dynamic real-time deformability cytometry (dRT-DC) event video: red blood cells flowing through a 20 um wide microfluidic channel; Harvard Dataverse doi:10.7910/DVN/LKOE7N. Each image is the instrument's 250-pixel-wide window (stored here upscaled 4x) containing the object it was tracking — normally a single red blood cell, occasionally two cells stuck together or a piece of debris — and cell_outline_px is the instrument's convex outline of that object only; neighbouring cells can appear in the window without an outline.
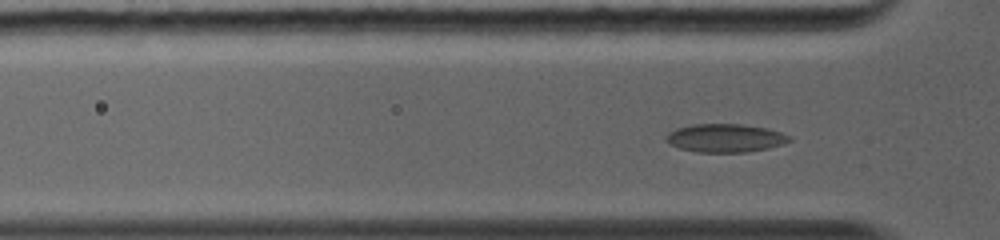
{"species": "common noctule bat (a hibernating species)", "species_latin": "Nyctalus noctula", "temperature_condition": "warm", "stored_images_in_passage": 39, "camera_frame_rate_fps": 5000, "um_per_image_px": 0.085, "animal": {"sex": "female", "body_mass_g": 19.0, "forearm_length_mm": 56.7}, "frame": {"image": 1, "passage_image": 4, "time_ms": 0.6, "image_size_px": [1000, 240], "cell_outline_px": [[792, 140], [768, 148], [748, 152], [696, 152], [680, 148], [664, 140], [664, 136], [668, 132], [676, 128], [692, 124], [740, 124], [768, 128], [792, 136]], "centroid_in_image_um": [61.63, 11.73], "position_along_channel_um": 64.2, "area_um2": 20.4}}
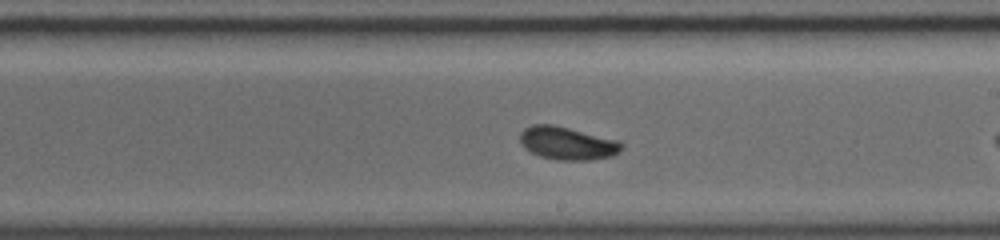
{"frame": {"image": 2, "passage_image": 21, "time_ms": 4.6, "image_size_px": [1000, 240], "cell_outline_px": [[624, 144], [620, 152], [612, 156], [588, 160], [560, 160], [540, 156], [524, 148], [520, 144], [520, 132], [524, 128], [532, 124], [552, 124], [620, 140]], "centroid_in_image_um": [48.23, 12.17], "position_along_channel_um": 240.8, "area_um2": 19.65}}
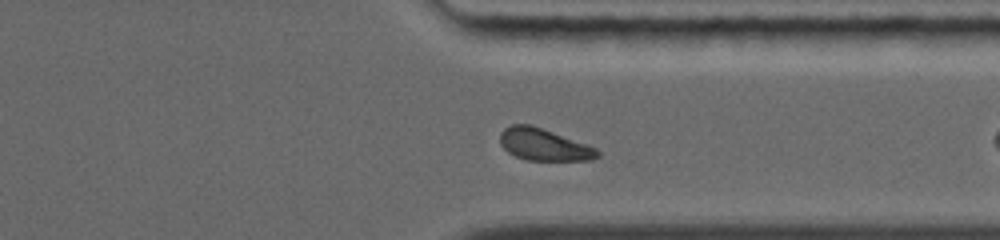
{"frame": {"image": 3, "passage_image": 33, "time_ms": 7.4, "image_size_px": [1000, 240], "cell_outline_px": [[600, 156], [592, 160], [528, 160], [516, 156], [508, 152], [500, 144], [500, 132], [504, 128], [512, 124], [532, 124], [596, 148], [600, 152]], "centroid_in_image_um": [46.21, 12.28], "position_along_channel_um": 365.2, "area_um2": 18.09}, "authors_computed_cell_mechanics": {"area_um2": 18.9006, "velocity_mm_per_s": 4.4187, "shape_relaxation_time_tau1_ms": 8.3451, "shape_relaxation_time_tau2_ms": null, "deformation_change_tau1": 0.1985, "deformation_change_tau2": null}}